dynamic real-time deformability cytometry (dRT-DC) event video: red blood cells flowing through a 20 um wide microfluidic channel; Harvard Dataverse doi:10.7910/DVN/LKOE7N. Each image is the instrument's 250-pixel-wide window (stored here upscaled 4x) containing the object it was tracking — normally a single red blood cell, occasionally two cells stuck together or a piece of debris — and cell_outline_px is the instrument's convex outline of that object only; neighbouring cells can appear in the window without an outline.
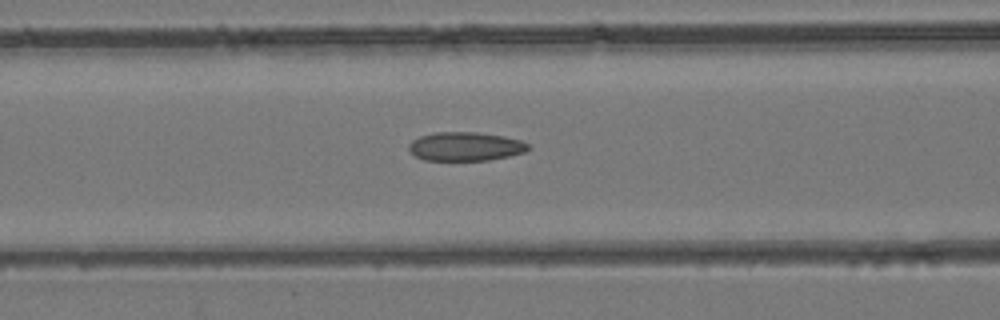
{"species": "common noctule bat (a hibernating species)", "species_latin": "Nyctalus noctula", "temperature_condition": "room temperature", "stored_images_in_passage": 44, "camera_frame_rate_fps": 3000, "um_per_image_px": 0.085, "animal": {"sex": "female", "body_mass_g": 24.6, "forearm_length_mm": 56.2}, "frame": {"image": 1, "passage_image": 18, "time_ms": 5.667, "image_size_px": [1000, 320], "cell_outline_px": [[532, 148], [524, 152], [508, 156], [488, 160], [424, 160], [416, 156], [408, 148], [408, 144], [412, 140], [420, 136], [436, 132], [476, 132], [504, 136], [520, 140], [528, 144]], "centroid_in_image_um": [39.56, 12.44], "position_along_channel_um": 127.0, "area_um2": 20.0}}
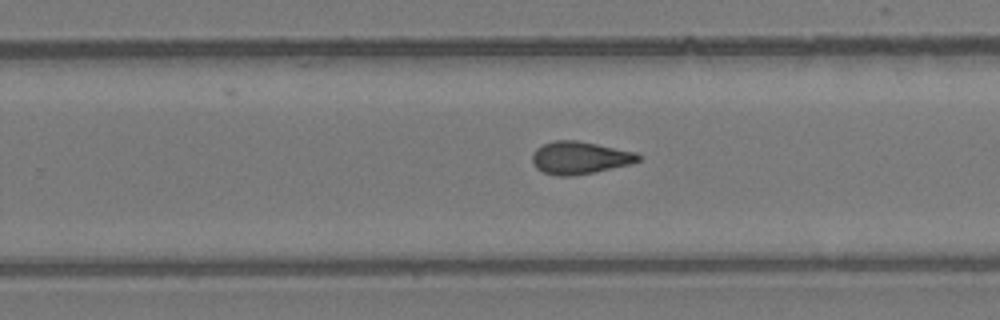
{"frame": {"image": 2, "passage_image": 28, "time_ms": 9.0, "image_size_px": [1000, 320], "cell_outline_px": [[640, 160], [632, 164], [572, 176], [556, 176], [544, 172], [536, 168], [532, 164], [532, 152], [536, 148], [544, 144], [556, 140], [576, 140], [636, 152], [640, 156]], "centroid_in_image_um": [49.25, 13.41], "position_along_channel_um": 280.5, "area_um2": 20.06}}
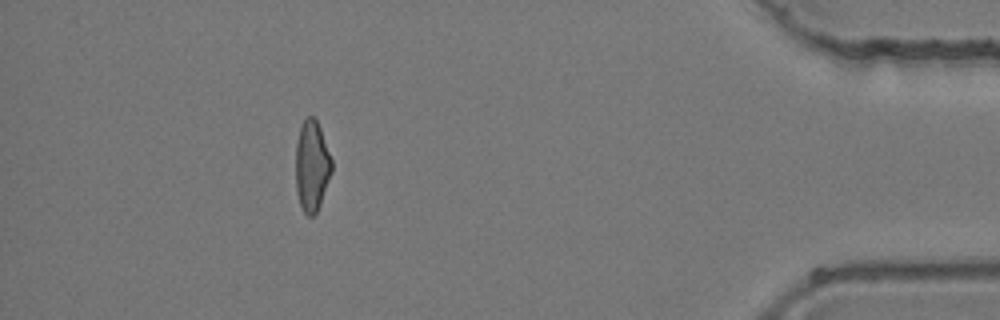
{"frame": {"image": 3, "passage_image": 40, "time_ms": 13.0, "image_size_px": [1000, 320], "cell_outline_px": [[332, 172], [320, 204], [316, 212], [312, 216], [308, 216], [304, 212], [300, 204], [296, 192], [296, 144], [300, 128], [304, 120], [308, 116], [312, 116], [316, 120], [320, 128], [332, 160]], "centroid_in_image_um": [26.5, 14.12], "position_along_channel_um": 408.7, "area_um2": 18.9}}